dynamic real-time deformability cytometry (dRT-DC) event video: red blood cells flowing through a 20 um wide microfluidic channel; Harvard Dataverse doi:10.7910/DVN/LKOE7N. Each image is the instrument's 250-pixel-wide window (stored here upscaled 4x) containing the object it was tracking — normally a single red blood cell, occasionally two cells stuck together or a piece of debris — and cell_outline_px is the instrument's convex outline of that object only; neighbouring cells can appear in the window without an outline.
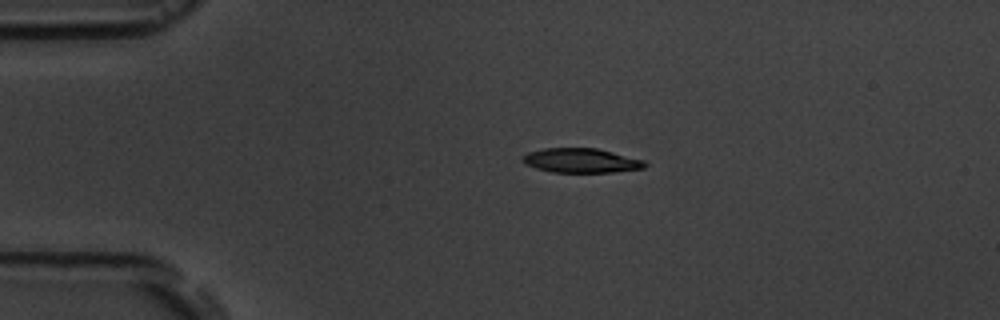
{"species": "common noctule bat (a hibernating species)", "species_latin": "Nyctalus noctula", "temperature_condition": "room temperature", "stored_images_in_passage": 4, "camera_frame_rate_fps": 3000, "um_per_image_px": 0.085, "animal": {"sex": "male", "body_mass_g": 19.5, "forearm_length_mm": 54.6}, "frame": {"image": 1, "passage_image": 1, "time_ms": 0.0, "image_size_px": [1000, 320], "cell_outline_px": [[648, 164], [644, 168], [612, 172], [552, 172], [536, 168], [524, 164], [520, 160], [528, 152], [544, 148], [596, 148], [644, 160]], "centroid_in_image_um": [49.37, 13.64], "position_along_channel_um": 35.6, "area_um2": 17.34}}
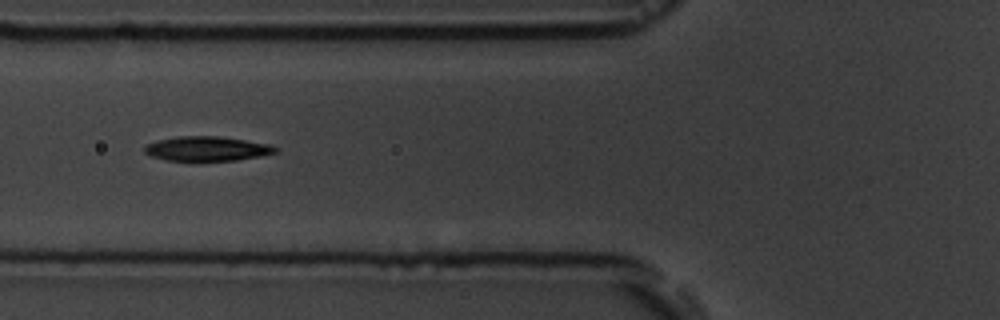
{"frame": {"image": 2, "passage_image": 3, "time_ms": 3.0, "image_size_px": [1000, 320], "cell_outline_px": [[280, 152], [260, 156], [236, 160], [168, 160], [152, 156], [144, 152], [144, 144], [156, 140], [176, 136], [220, 136], [272, 144], [280, 148]], "centroid_in_image_um": [17.64, 12.62], "position_along_channel_um": 108.2, "area_um2": 18.9}}
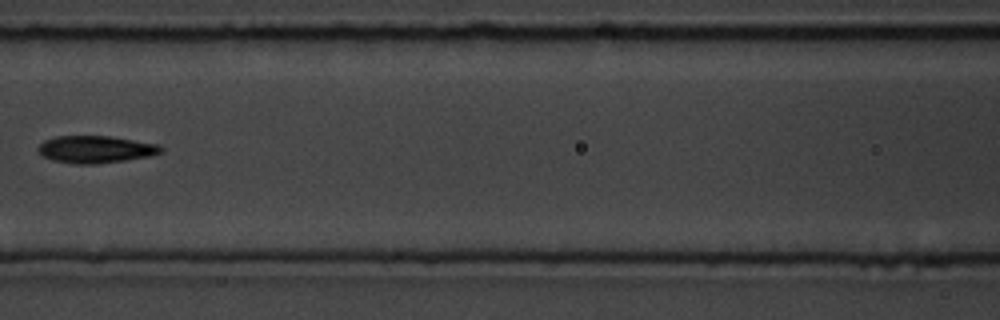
{"frame": {"image": 3, "passage_image": 4, "time_ms": 4.333, "image_size_px": [1000, 320], "cell_outline_px": [[164, 148], [160, 152], [148, 156], [124, 160], [96, 164], [76, 164], [52, 160], [44, 156], [36, 148], [44, 140], [56, 136], [108, 136], [160, 144]], "centroid_in_image_um": [8.11, 12.69], "position_along_channel_um": 158.5, "area_um2": 19.36}}